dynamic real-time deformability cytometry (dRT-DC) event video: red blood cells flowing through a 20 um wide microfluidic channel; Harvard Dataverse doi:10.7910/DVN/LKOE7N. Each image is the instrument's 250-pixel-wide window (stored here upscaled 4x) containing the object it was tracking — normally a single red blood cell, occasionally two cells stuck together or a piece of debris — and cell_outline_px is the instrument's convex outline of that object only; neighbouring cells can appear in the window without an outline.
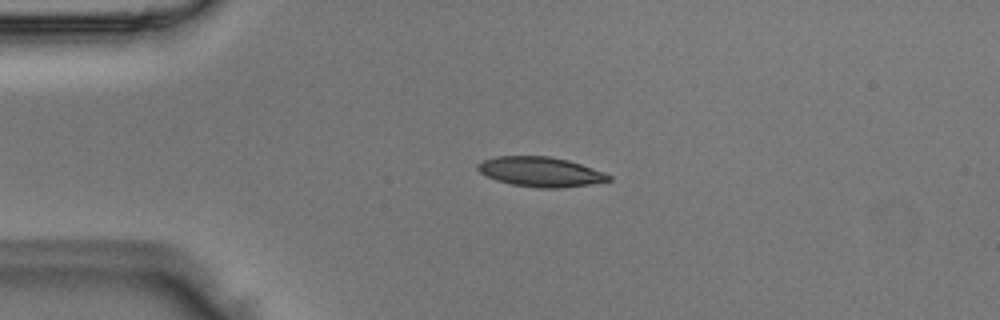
{"species": "Egyptian fruit bat (a non-hibernating species)", "species_latin": "Rousettus aegyptiacus", "temperature_condition": "room temperature", "stored_images_in_passage": 3, "camera_frame_rate_fps": 3000, "um_per_image_px": 0.085, "animal": {"sex": "male"}, "frame": {"image": 1, "passage_image": 2, "time_ms": 0.333, "image_size_px": [1000, 320], "cell_outline_px": [[612, 180], [592, 184], [560, 188], [540, 188], [512, 184], [496, 180], [480, 172], [476, 168], [476, 164], [484, 160], [496, 156], [548, 156], [568, 160], [604, 172], [612, 176]], "centroid_in_image_um": [45.95, 14.6], "position_along_channel_um": 39.0, "area_um2": 22.66}}